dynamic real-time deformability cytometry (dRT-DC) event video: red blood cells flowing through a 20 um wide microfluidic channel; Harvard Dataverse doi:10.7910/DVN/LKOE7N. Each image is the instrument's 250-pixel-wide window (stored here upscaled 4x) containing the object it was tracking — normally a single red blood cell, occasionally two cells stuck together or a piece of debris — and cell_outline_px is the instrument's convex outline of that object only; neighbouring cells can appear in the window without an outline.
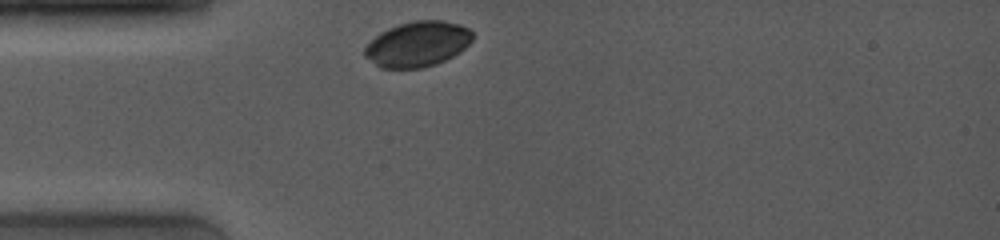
{"species": "common noctule bat (a hibernating species)", "species_latin": "Nyctalus noctula", "temperature_condition": "room temperature", "stored_images_in_passage": 40, "camera_frame_rate_fps": 4000, "um_per_image_px": 0.085, "animal": {"sex": "female", "body_mass_g": 19.0, "forearm_length_mm": 53.3}, "frame": {"image": 1, "passage_image": 1, "time_ms": 0.0, "image_size_px": [1000, 240], "cell_outline_px": [[472, 40], [460, 52], [436, 64], [420, 68], [380, 68], [364, 56], [364, 48], [380, 32], [388, 28], [400, 24], [416, 20], [440, 20], [460, 24], [468, 28], [472, 32]], "centroid_in_image_um": [35.49, 3.75], "position_along_channel_um": 49.5, "area_um2": 28.32}}
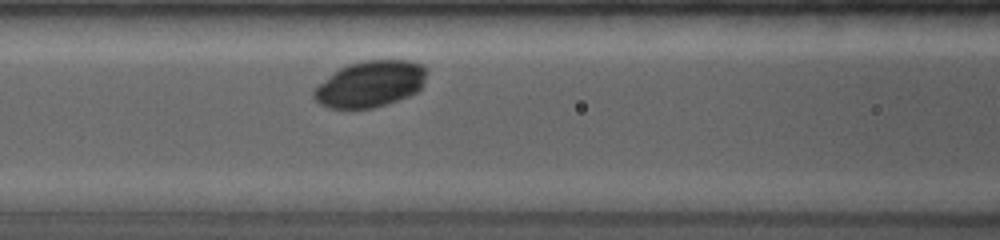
{"frame": {"image": 2, "passage_image": 15, "time_ms": 2.5, "image_size_px": [1000, 240], "cell_outline_px": [[424, 84], [416, 92], [408, 96], [388, 104], [372, 108], [328, 108], [320, 104], [312, 96], [312, 92], [332, 72], [348, 64], [360, 60], [408, 60], [424, 64]], "centroid_in_image_um": [31.46, 7.13], "position_along_channel_um": 135.1, "area_um2": 30.4}}